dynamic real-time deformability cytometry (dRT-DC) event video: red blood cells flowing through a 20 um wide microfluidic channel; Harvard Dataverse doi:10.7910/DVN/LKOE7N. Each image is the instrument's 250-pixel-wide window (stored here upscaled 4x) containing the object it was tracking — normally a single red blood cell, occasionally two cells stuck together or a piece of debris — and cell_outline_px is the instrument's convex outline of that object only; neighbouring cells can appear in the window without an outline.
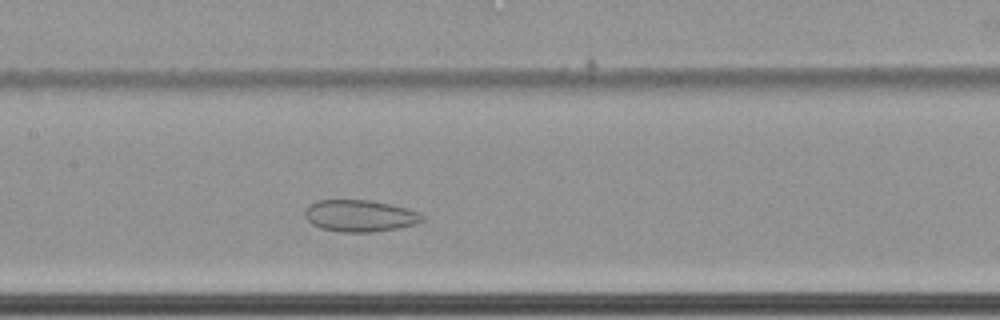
{"species": "common noctule bat (a hibernating species)", "species_latin": "Nyctalus noctula", "temperature_condition": "cold", "stored_images_in_passage": 44, "camera_frame_rate_fps": 3000, "um_per_image_px": 0.085, "animal": {"sex": "female", "body_mass_g": 22.7, "forearm_length_mm": 54.2}, "frame": {"image": 1, "passage_image": 21, "time_ms": 6.667, "image_size_px": [1000, 320], "cell_outline_px": [[424, 220], [416, 224], [400, 228], [372, 232], [336, 232], [320, 228], [312, 224], [304, 216], [304, 212], [308, 204], [316, 200], [368, 200], [392, 204], [416, 212], [424, 216]], "centroid_in_image_um": [30.55, 18.35], "position_along_channel_um": 176.9, "area_um2": 21.91}}
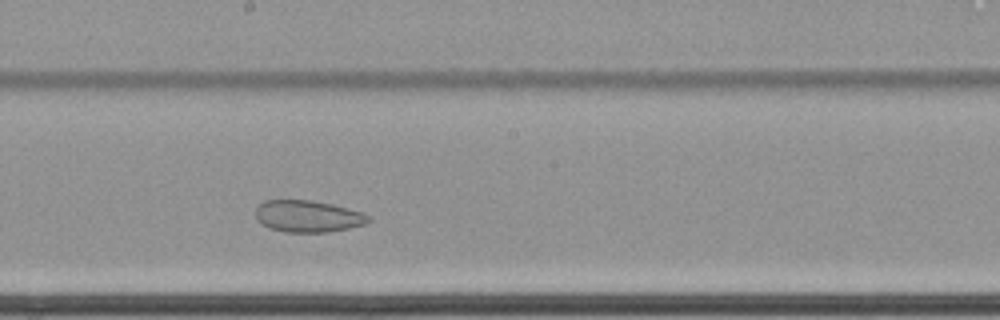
{"frame": {"image": 2, "passage_image": 25, "time_ms": 8.0, "image_size_px": [1000, 320], "cell_outline_px": [[372, 220], [364, 224], [348, 228], [328, 232], [284, 232], [268, 228], [260, 224], [256, 220], [256, 204], [264, 200], [312, 200], [332, 204], [348, 208], [372, 216]], "centroid_in_image_um": [26.13, 18.38], "position_along_channel_um": 222.1, "area_um2": 21.21}}
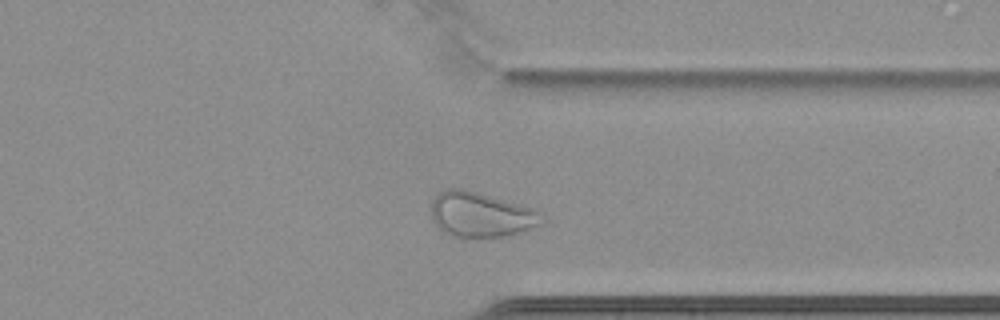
{"frame": {"image": 3, "passage_image": 38, "time_ms": 12.333, "image_size_px": [1000, 320], "cell_outline_px": [[544, 220], [540, 224], [520, 232], [508, 236], [480, 240], [464, 240], [448, 236], [436, 228], [432, 220], [432, 200], [440, 192], [448, 188], [464, 188], [536, 208], [544, 216]], "centroid_in_image_um": [40.86, 18.3], "position_along_channel_um": 370.5, "area_um2": 30.35}, "authors_computed_cell_mechanics": {"area_um2": 26.4724, "velocity_mm_per_s": 3.4017, "shape_relaxation_time_tau1_ms": null, "shape_relaxation_time_tau2_ms": 2.4979, "deformation_change_tau1": null, "deformation_change_tau2": 0.0675}}